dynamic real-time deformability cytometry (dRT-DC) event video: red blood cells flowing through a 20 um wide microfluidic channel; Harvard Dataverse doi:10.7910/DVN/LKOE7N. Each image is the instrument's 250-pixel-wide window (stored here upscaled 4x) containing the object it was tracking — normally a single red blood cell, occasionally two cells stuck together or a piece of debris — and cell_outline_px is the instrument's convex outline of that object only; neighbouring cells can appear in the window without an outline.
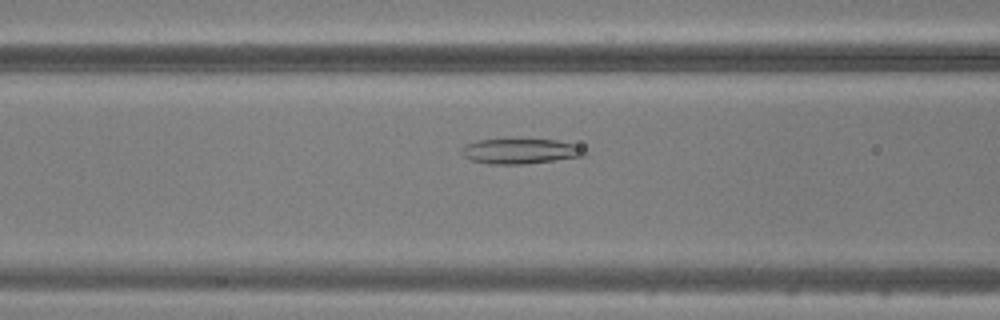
{"species": "common noctule bat (a hibernating species)", "species_latin": "Nyctalus noctula", "temperature_condition": "warm", "stored_images_in_passage": 34, "camera_frame_rate_fps": 3000, "um_per_image_px": 0.085, "animal": {"sex": "male", "body_mass_g": 20.5, "forearm_length_mm": 52.5}, "frame": {"image": 1, "passage_image": 10, "time_ms": 3.0, "image_size_px": [1000, 320], "cell_outline_px": [[588, 156], [524, 164], [488, 164], [472, 160], [464, 156], [460, 152], [460, 148], [464, 144], [480, 140], [556, 140], [572, 144], [588, 152]], "centroid_in_image_um": [44.21, 12.87], "position_along_channel_um": 122.4, "area_um2": 17.92}}
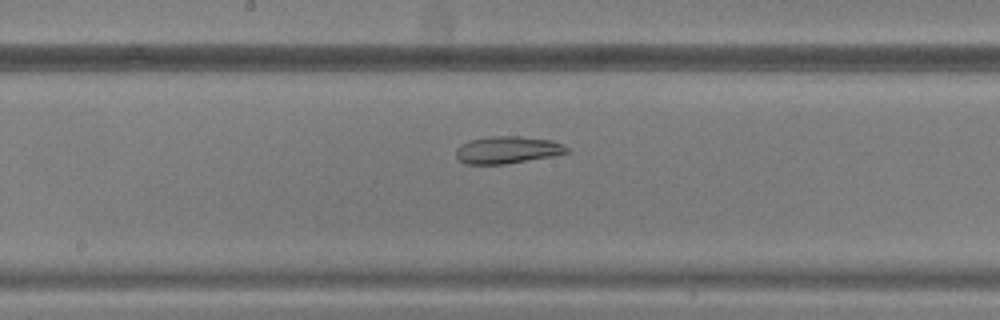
{"frame": {"image": 2, "passage_image": 16, "time_ms": 5.0, "image_size_px": [1000, 320], "cell_outline_px": [[572, 152], [552, 156], [504, 164], [464, 164], [456, 156], [456, 148], [460, 144], [468, 140], [492, 136], [520, 136], [552, 140], [568, 148]], "centroid_in_image_um": [43.11, 12.74], "position_along_channel_um": 205.1, "area_um2": 17.63}}
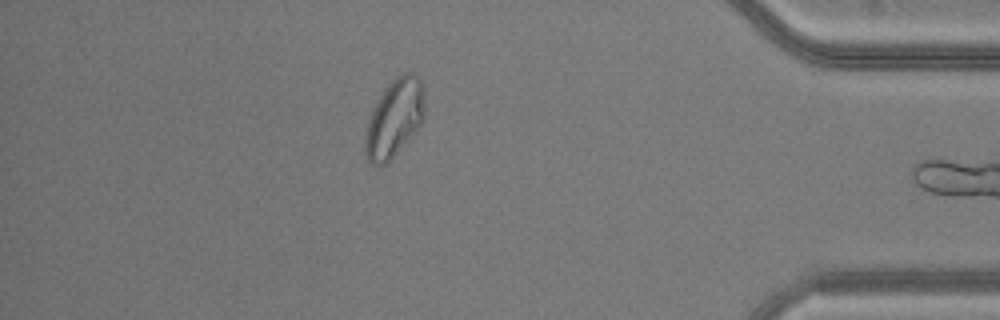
{"frame": {"image": 3, "passage_image": 33, "time_ms": 10.667, "image_size_px": [1000, 320], "cell_outline_px": [[424, 120], [408, 140], [388, 164], [372, 164], [368, 160], [364, 152], [364, 140], [372, 108], [384, 88], [396, 76], [404, 72], [412, 72], [420, 76], [424, 88]], "centroid_in_image_um": [33.54, 10.02], "position_along_channel_um": 401.7, "area_um2": 27.28}}